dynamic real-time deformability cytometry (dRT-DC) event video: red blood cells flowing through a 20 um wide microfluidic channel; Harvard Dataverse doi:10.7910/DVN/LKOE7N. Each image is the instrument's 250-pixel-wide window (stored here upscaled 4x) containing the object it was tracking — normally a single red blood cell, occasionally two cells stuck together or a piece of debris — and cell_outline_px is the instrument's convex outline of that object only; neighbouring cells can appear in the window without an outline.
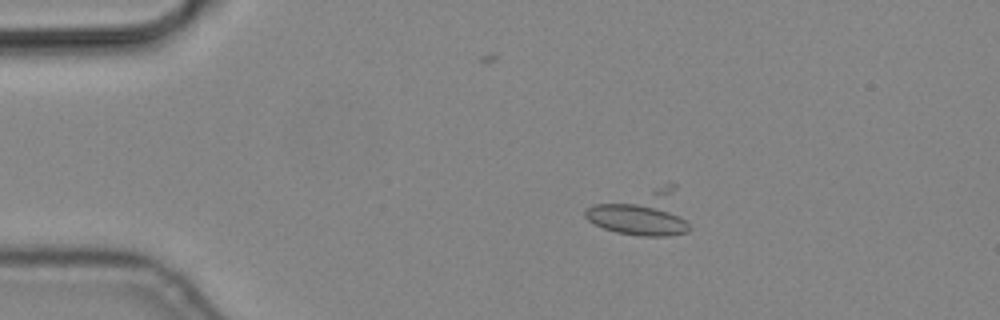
{"species": "common noctule bat (a hibernating species)", "species_latin": "Nyctalus noctula", "temperature_condition": "cold", "stored_images_in_passage": 6, "camera_frame_rate_fps": 3000, "um_per_image_px": 0.085, "animal": {"sex": "male", "body_mass_g": 19.2, "forearm_length_mm": 51.8}, "frame": {"image": 1, "passage_image": 2, "time_ms": 0.333, "image_size_px": [1000, 320], "cell_outline_px": [[692, 228], [688, 232], [668, 236], [640, 236], [616, 232], [604, 228], [588, 220], [584, 216], [584, 208], [592, 204], [668, 180], [676, 184]], "centroid_in_image_um": [54.66, 18.03], "position_along_channel_um": 30.3, "area_um2": 29.25}}
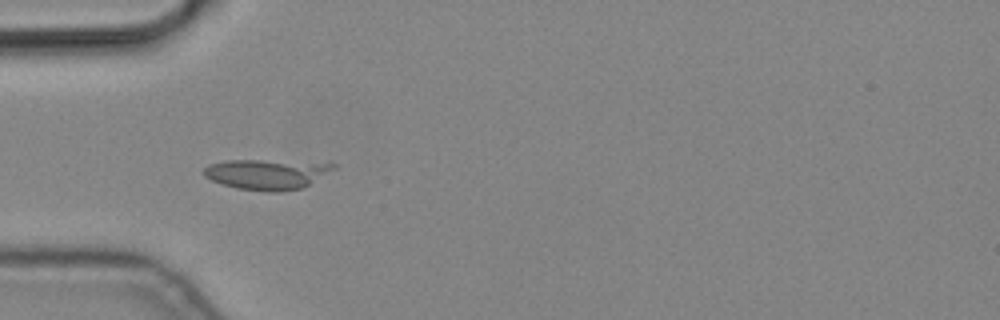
{"frame": {"image": 2, "passage_image": 4, "time_ms": 1.0, "image_size_px": [1000, 320], "cell_outline_px": [[336, 168], [308, 184], [300, 188], [280, 192], [268, 192], [236, 188], [212, 180], [204, 176], [204, 168], [208, 164], [228, 160], [260, 160], [336, 164]], "centroid_in_image_um": [22.63, 14.81], "position_along_channel_um": 62.4, "area_um2": 22.43}}